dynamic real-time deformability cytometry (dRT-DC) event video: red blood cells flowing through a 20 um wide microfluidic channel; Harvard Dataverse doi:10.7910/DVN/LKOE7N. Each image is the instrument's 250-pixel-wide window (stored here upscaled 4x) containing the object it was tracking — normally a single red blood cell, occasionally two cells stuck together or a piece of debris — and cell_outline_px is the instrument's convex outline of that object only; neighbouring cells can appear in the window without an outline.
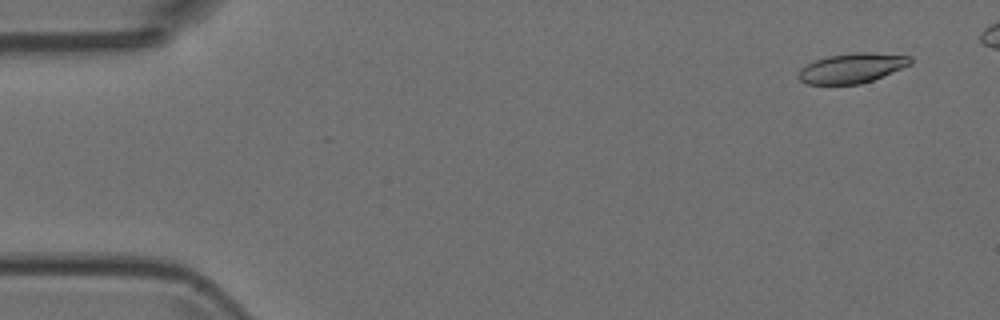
{"species": "Egyptian fruit bat (a non-hibernating species)", "species_latin": "Rousettus aegyptiacus", "temperature_condition": "room temperature", "stored_images_in_passage": 6, "camera_frame_rate_fps": 3000, "um_per_image_px": 0.085, "animal": {"sex": "female"}, "frame": {"image": 1, "passage_image": 1, "time_ms": 0.0, "image_size_px": [1000, 320], "cell_outline_px": [[912, 64], [872, 80], [860, 84], [804, 84], [796, 76], [800, 68], [816, 60], [828, 56], [852, 52], [868, 52], [912, 56]], "centroid_in_image_um": [72.4, 5.78], "position_along_channel_um": 12.6, "area_um2": 19.48}}
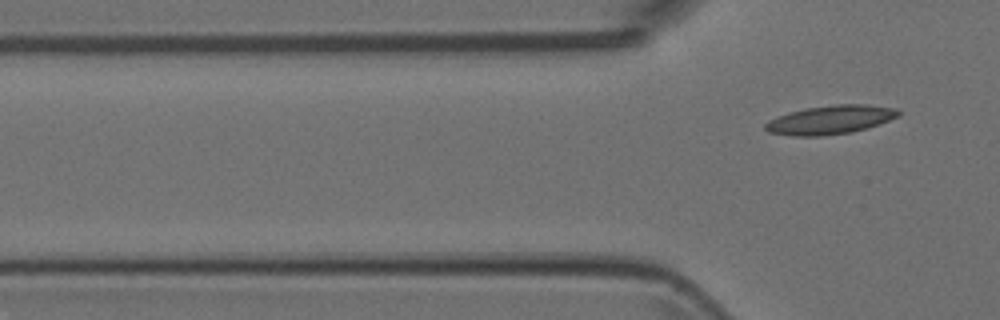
{"frame": {"image": 2, "passage_image": 6, "time_ms": 1.667, "image_size_px": [1000, 320], "cell_outline_px": [[900, 116], [880, 124], [868, 128], [852, 132], [820, 136], [792, 136], [768, 132], [764, 128], [764, 124], [768, 120], [788, 112], [808, 108], [836, 104], [864, 104], [892, 108], [900, 112]], "centroid_in_image_um": [70.56, 10.19], "position_along_channel_um": 55.2, "area_um2": 22.31}}